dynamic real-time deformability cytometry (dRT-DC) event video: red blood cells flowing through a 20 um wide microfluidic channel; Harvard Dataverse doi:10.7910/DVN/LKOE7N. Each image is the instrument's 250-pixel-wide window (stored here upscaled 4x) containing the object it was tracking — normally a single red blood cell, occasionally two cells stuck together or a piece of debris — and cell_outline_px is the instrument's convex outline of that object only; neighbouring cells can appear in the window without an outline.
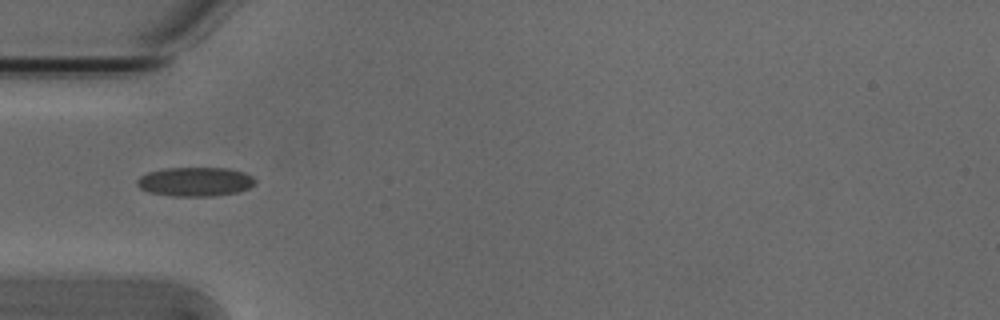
{"species": "Egyptian fruit bat (a non-hibernating species)", "species_latin": "Rousettus aegyptiacus", "temperature_condition": "cold", "stored_images_in_passage": 5, "camera_frame_rate_fps": 3000, "um_per_image_px": 0.085, "animal": {"sex": "male"}, "frame": {"image": 1, "passage_image": 4, "time_ms": 1.0, "image_size_px": [1000, 320], "cell_outline_px": [[256, 184], [240, 192], [216, 196], [172, 196], [148, 192], [140, 188], [136, 184], [136, 180], [140, 176], [148, 172], [164, 168], [228, 168], [244, 172], [252, 176], [256, 180]], "centroid_in_image_um": [16.61, 15.45], "position_along_channel_um": 68.4, "area_um2": 20.29}}